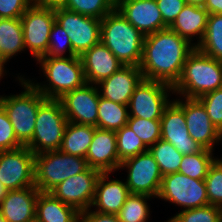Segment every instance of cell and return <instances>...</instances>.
Returning <instances> with one entry per match:
<instances>
[{
    "mask_svg": "<svg viewBox=\"0 0 222 222\" xmlns=\"http://www.w3.org/2000/svg\"><path fill=\"white\" fill-rule=\"evenodd\" d=\"M195 48L169 27L145 36L139 64L143 78L174 87Z\"/></svg>",
    "mask_w": 222,
    "mask_h": 222,
    "instance_id": "1",
    "label": "cell"
},
{
    "mask_svg": "<svg viewBox=\"0 0 222 222\" xmlns=\"http://www.w3.org/2000/svg\"><path fill=\"white\" fill-rule=\"evenodd\" d=\"M145 36L115 8L101 19V42L123 66H139Z\"/></svg>",
    "mask_w": 222,
    "mask_h": 222,
    "instance_id": "2",
    "label": "cell"
},
{
    "mask_svg": "<svg viewBox=\"0 0 222 222\" xmlns=\"http://www.w3.org/2000/svg\"><path fill=\"white\" fill-rule=\"evenodd\" d=\"M222 87V61L209 57L196 48L187 57L174 94L185 98L200 96Z\"/></svg>",
    "mask_w": 222,
    "mask_h": 222,
    "instance_id": "3",
    "label": "cell"
},
{
    "mask_svg": "<svg viewBox=\"0 0 222 222\" xmlns=\"http://www.w3.org/2000/svg\"><path fill=\"white\" fill-rule=\"evenodd\" d=\"M37 62L49 84L41 85L27 80L46 99H60L65 93L86 83L80 56L40 57Z\"/></svg>",
    "mask_w": 222,
    "mask_h": 222,
    "instance_id": "4",
    "label": "cell"
},
{
    "mask_svg": "<svg viewBox=\"0 0 222 222\" xmlns=\"http://www.w3.org/2000/svg\"><path fill=\"white\" fill-rule=\"evenodd\" d=\"M18 80L25 90L16 95H0V105L6 111L17 139L25 146L33 137L37 111L46 98L23 76H18Z\"/></svg>",
    "mask_w": 222,
    "mask_h": 222,
    "instance_id": "5",
    "label": "cell"
},
{
    "mask_svg": "<svg viewBox=\"0 0 222 222\" xmlns=\"http://www.w3.org/2000/svg\"><path fill=\"white\" fill-rule=\"evenodd\" d=\"M67 117L59 99H46L37 111L32 139L25 145L35 155L60 149Z\"/></svg>",
    "mask_w": 222,
    "mask_h": 222,
    "instance_id": "6",
    "label": "cell"
},
{
    "mask_svg": "<svg viewBox=\"0 0 222 222\" xmlns=\"http://www.w3.org/2000/svg\"><path fill=\"white\" fill-rule=\"evenodd\" d=\"M88 168L85 158L57 151L35 155V186L40 192H50L65 179Z\"/></svg>",
    "mask_w": 222,
    "mask_h": 222,
    "instance_id": "7",
    "label": "cell"
},
{
    "mask_svg": "<svg viewBox=\"0 0 222 222\" xmlns=\"http://www.w3.org/2000/svg\"><path fill=\"white\" fill-rule=\"evenodd\" d=\"M157 198L183 207V210L209 205L204 180L175 172L163 176Z\"/></svg>",
    "mask_w": 222,
    "mask_h": 222,
    "instance_id": "8",
    "label": "cell"
},
{
    "mask_svg": "<svg viewBox=\"0 0 222 222\" xmlns=\"http://www.w3.org/2000/svg\"><path fill=\"white\" fill-rule=\"evenodd\" d=\"M55 21L69 36L73 52L81 56L101 40V20L64 7L54 8Z\"/></svg>",
    "mask_w": 222,
    "mask_h": 222,
    "instance_id": "9",
    "label": "cell"
},
{
    "mask_svg": "<svg viewBox=\"0 0 222 222\" xmlns=\"http://www.w3.org/2000/svg\"><path fill=\"white\" fill-rule=\"evenodd\" d=\"M173 87L159 81L143 79L135 88L128 104L129 117L160 120L170 104L169 93Z\"/></svg>",
    "mask_w": 222,
    "mask_h": 222,
    "instance_id": "10",
    "label": "cell"
},
{
    "mask_svg": "<svg viewBox=\"0 0 222 222\" xmlns=\"http://www.w3.org/2000/svg\"><path fill=\"white\" fill-rule=\"evenodd\" d=\"M54 22V8L35 3L21 17L25 49H28L36 60L47 53L50 31Z\"/></svg>",
    "mask_w": 222,
    "mask_h": 222,
    "instance_id": "11",
    "label": "cell"
},
{
    "mask_svg": "<svg viewBox=\"0 0 222 222\" xmlns=\"http://www.w3.org/2000/svg\"><path fill=\"white\" fill-rule=\"evenodd\" d=\"M35 154L27 147L0 151V181L8 190L35 185Z\"/></svg>",
    "mask_w": 222,
    "mask_h": 222,
    "instance_id": "12",
    "label": "cell"
},
{
    "mask_svg": "<svg viewBox=\"0 0 222 222\" xmlns=\"http://www.w3.org/2000/svg\"><path fill=\"white\" fill-rule=\"evenodd\" d=\"M120 168L128 170L125 183L130 194H146L157 198L163 176L149 150L124 160Z\"/></svg>",
    "mask_w": 222,
    "mask_h": 222,
    "instance_id": "13",
    "label": "cell"
},
{
    "mask_svg": "<svg viewBox=\"0 0 222 222\" xmlns=\"http://www.w3.org/2000/svg\"><path fill=\"white\" fill-rule=\"evenodd\" d=\"M100 174L101 171L88 167L84 172L62 181L50 193L80 213L84 212L92 208L96 183Z\"/></svg>",
    "mask_w": 222,
    "mask_h": 222,
    "instance_id": "14",
    "label": "cell"
},
{
    "mask_svg": "<svg viewBox=\"0 0 222 222\" xmlns=\"http://www.w3.org/2000/svg\"><path fill=\"white\" fill-rule=\"evenodd\" d=\"M99 96L96 85L85 83L65 93L59 100L69 122L97 128Z\"/></svg>",
    "mask_w": 222,
    "mask_h": 222,
    "instance_id": "15",
    "label": "cell"
},
{
    "mask_svg": "<svg viewBox=\"0 0 222 222\" xmlns=\"http://www.w3.org/2000/svg\"><path fill=\"white\" fill-rule=\"evenodd\" d=\"M174 99L183 109L189 135L205 149L214 151L215 143L222 140V134L212 124L205 106L198 98Z\"/></svg>",
    "mask_w": 222,
    "mask_h": 222,
    "instance_id": "16",
    "label": "cell"
},
{
    "mask_svg": "<svg viewBox=\"0 0 222 222\" xmlns=\"http://www.w3.org/2000/svg\"><path fill=\"white\" fill-rule=\"evenodd\" d=\"M160 124L161 139L172 144L181 154L191 155L204 149L189 135L184 111L174 99L165 108Z\"/></svg>",
    "mask_w": 222,
    "mask_h": 222,
    "instance_id": "17",
    "label": "cell"
},
{
    "mask_svg": "<svg viewBox=\"0 0 222 222\" xmlns=\"http://www.w3.org/2000/svg\"><path fill=\"white\" fill-rule=\"evenodd\" d=\"M115 8L144 36L167 28L156 0H122Z\"/></svg>",
    "mask_w": 222,
    "mask_h": 222,
    "instance_id": "18",
    "label": "cell"
},
{
    "mask_svg": "<svg viewBox=\"0 0 222 222\" xmlns=\"http://www.w3.org/2000/svg\"><path fill=\"white\" fill-rule=\"evenodd\" d=\"M143 79L139 66H123L109 78L100 81L96 86L100 97L128 105L135 88Z\"/></svg>",
    "mask_w": 222,
    "mask_h": 222,
    "instance_id": "19",
    "label": "cell"
},
{
    "mask_svg": "<svg viewBox=\"0 0 222 222\" xmlns=\"http://www.w3.org/2000/svg\"><path fill=\"white\" fill-rule=\"evenodd\" d=\"M85 159L88 167L101 172L119 170L116 132L96 128Z\"/></svg>",
    "mask_w": 222,
    "mask_h": 222,
    "instance_id": "20",
    "label": "cell"
},
{
    "mask_svg": "<svg viewBox=\"0 0 222 222\" xmlns=\"http://www.w3.org/2000/svg\"><path fill=\"white\" fill-rule=\"evenodd\" d=\"M80 59L86 83L95 85L123 67L122 63L101 41L84 52Z\"/></svg>",
    "mask_w": 222,
    "mask_h": 222,
    "instance_id": "21",
    "label": "cell"
},
{
    "mask_svg": "<svg viewBox=\"0 0 222 222\" xmlns=\"http://www.w3.org/2000/svg\"><path fill=\"white\" fill-rule=\"evenodd\" d=\"M36 186L8 190L0 203V213L7 222H35L36 201L39 195Z\"/></svg>",
    "mask_w": 222,
    "mask_h": 222,
    "instance_id": "22",
    "label": "cell"
},
{
    "mask_svg": "<svg viewBox=\"0 0 222 222\" xmlns=\"http://www.w3.org/2000/svg\"><path fill=\"white\" fill-rule=\"evenodd\" d=\"M110 172H101L97 183L92 207L103 214H117L130 195L125 182L110 179Z\"/></svg>",
    "mask_w": 222,
    "mask_h": 222,
    "instance_id": "23",
    "label": "cell"
},
{
    "mask_svg": "<svg viewBox=\"0 0 222 222\" xmlns=\"http://www.w3.org/2000/svg\"><path fill=\"white\" fill-rule=\"evenodd\" d=\"M208 15L204 7L187 4L169 28L196 47L203 39ZM194 36L199 37L198 43H192Z\"/></svg>",
    "mask_w": 222,
    "mask_h": 222,
    "instance_id": "24",
    "label": "cell"
},
{
    "mask_svg": "<svg viewBox=\"0 0 222 222\" xmlns=\"http://www.w3.org/2000/svg\"><path fill=\"white\" fill-rule=\"evenodd\" d=\"M80 212L56 199L50 192H39L35 222H77Z\"/></svg>",
    "mask_w": 222,
    "mask_h": 222,
    "instance_id": "25",
    "label": "cell"
},
{
    "mask_svg": "<svg viewBox=\"0 0 222 222\" xmlns=\"http://www.w3.org/2000/svg\"><path fill=\"white\" fill-rule=\"evenodd\" d=\"M95 129L96 127L91 125L68 121L59 150L66 154L86 158Z\"/></svg>",
    "mask_w": 222,
    "mask_h": 222,
    "instance_id": "26",
    "label": "cell"
},
{
    "mask_svg": "<svg viewBox=\"0 0 222 222\" xmlns=\"http://www.w3.org/2000/svg\"><path fill=\"white\" fill-rule=\"evenodd\" d=\"M25 50L21 18H0V58L7 63Z\"/></svg>",
    "mask_w": 222,
    "mask_h": 222,
    "instance_id": "27",
    "label": "cell"
},
{
    "mask_svg": "<svg viewBox=\"0 0 222 222\" xmlns=\"http://www.w3.org/2000/svg\"><path fill=\"white\" fill-rule=\"evenodd\" d=\"M128 105L116 103L99 96L97 128L118 131L127 125L129 118Z\"/></svg>",
    "mask_w": 222,
    "mask_h": 222,
    "instance_id": "28",
    "label": "cell"
},
{
    "mask_svg": "<svg viewBox=\"0 0 222 222\" xmlns=\"http://www.w3.org/2000/svg\"><path fill=\"white\" fill-rule=\"evenodd\" d=\"M201 53L222 61V14H209L206 30L196 46Z\"/></svg>",
    "mask_w": 222,
    "mask_h": 222,
    "instance_id": "29",
    "label": "cell"
},
{
    "mask_svg": "<svg viewBox=\"0 0 222 222\" xmlns=\"http://www.w3.org/2000/svg\"><path fill=\"white\" fill-rule=\"evenodd\" d=\"M153 155L162 176L179 171L183 154H181L172 144L160 139L148 148Z\"/></svg>",
    "mask_w": 222,
    "mask_h": 222,
    "instance_id": "30",
    "label": "cell"
},
{
    "mask_svg": "<svg viewBox=\"0 0 222 222\" xmlns=\"http://www.w3.org/2000/svg\"><path fill=\"white\" fill-rule=\"evenodd\" d=\"M216 159L213 151L205 148L199 153L183 155L178 172L193 179L204 180Z\"/></svg>",
    "mask_w": 222,
    "mask_h": 222,
    "instance_id": "31",
    "label": "cell"
},
{
    "mask_svg": "<svg viewBox=\"0 0 222 222\" xmlns=\"http://www.w3.org/2000/svg\"><path fill=\"white\" fill-rule=\"evenodd\" d=\"M153 198L146 194H130L116 214L120 222H140L149 219L150 208L147 201Z\"/></svg>",
    "mask_w": 222,
    "mask_h": 222,
    "instance_id": "32",
    "label": "cell"
},
{
    "mask_svg": "<svg viewBox=\"0 0 222 222\" xmlns=\"http://www.w3.org/2000/svg\"><path fill=\"white\" fill-rule=\"evenodd\" d=\"M116 138L120 163L128 158L148 151V147L128 125H125L116 131Z\"/></svg>",
    "mask_w": 222,
    "mask_h": 222,
    "instance_id": "33",
    "label": "cell"
},
{
    "mask_svg": "<svg viewBox=\"0 0 222 222\" xmlns=\"http://www.w3.org/2000/svg\"><path fill=\"white\" fill-rule=\"evenodd\" d=\"M113 0H66L63 7L76 13L103 19L115 9Z\"/></svg>",
    "mask_w": 222,
    "mask_h": 222,
    "instance_id": "34",
    "label": "cell"
},
{
    "mask_svg": "<svg viewBox=\"0 0 222 222\" xmlns=\"http://www.w3.org/2000/svg\"><path fill=\"white\" fill-rule=\"evenodd\" d=\"M167 222H222V208L205 205L184 210L174 215Z\"/></svg>",
    "mask_w": 222,
    "mask_h": 222,
    "instance_id": "35",
    "label": "cell"
},
{
    "mask_svg": "<svg viewBox=\"0 0 222 222\" xmlns=\"http://www.w3.org/2000/svg\"><path fill=\"white\" fill-rule=\"evenodd\" d=\"M127 125L136 133L138 137H140L148 148L161 139L160 120L129 117Z\"/></svg>",
    "mask_w": 222,
    "mask_h": 222,
    "instance_id": "36",
    "label": "cell"
},
{
    "mask_svg": "<svg viewBox=\"0 0 222 222\" xmlns=\"http://www.w3.org/2000/svg\"><path fill=\"white\" fill-rule=\"evenodd\" d=\"M204 181L209 205L222 208V158H217L210 166Z\"/></svg>",
    "mask_w": 222,
    "mask_h": 222,
    "instance_id": "37",
    "label": "cell"
},
{
    "mask_svg": "<svg viewBox=\"0 0 222 222\" xmlns=\"http://www.w3.org/2000/svg\"><path fill=\"white\" fill-rule=\"evenodd\" d=\"M66 52L68 53V57L76 56L73 52L69 36L55 21L50 31L47 53L42 57H64L63 54H66Z\"/></svg>",
    "mask_w": 222,
    "mask_h": 222,
    "instance_id": "38",
    "label": "cell"
},
{
    "mask_svg": "<svg viewBox=\"0 0 222 222\" xmlns=\"http://www.w3.org/2000/svg\"><path fill=\"white\" fill-rule=\"evenodd\" d=\"M205 106L212 124L222 134V87L198 98Z\"/></svg>",
    "mask_w": 222,
    "mask_h": 222,
    "instance_id": "39",
    "label": "cell"
},
{
    "mask_svg": "<svg viewBox=\"0 0 222 222\" xmlns=\"http://www.w3.org/2000/svg\"><path fill=\"white\" fill-rule=\"evenodd\" d=\"M24 146L16 137L4 108L0 105V151L14 150Z\"/></svg>",
    "mask_w": 222,
    "mask_h": 222,
    "instance_id": "40",
    "label": "cell"
},
{
    "mask_svg": "<svg viewBox=\"0 0 222 222\" xmlns=\"http://www.w3.org/2000/svg\"><path fill=\"white\" fill-rule=\"evenodd\" d=\"M165 26L170 27L178 14L187 5L186 0H156Z\"/></svg>",
    "mask_w": 222,
    "mask_h": 222,
    "instance_id": "41",
    "label": "cell"
},
{
    "mask_svg": "<svg viewBox=\"0 0 222 222\" xmlns=\"http://www.w3.org/2000/svg\"><path fill=\"white\" fill-rule=\"evenodd\" d=\"M33 0H0V18H21Z\"/></svg>",
    "mask_w": 222,
    "mask_h": 222,
    "instance_id": "42",
    "label": "cell"
},
{
    "mask_svg": "<svg viewBox=\"0 0 222 222\" xmlns=\"http://www.w3.org/2000/svg\"><path fill=\"white\" fill-rule=\"evenodd\" d=\"M77 222H120L116 214H103L91 208L80 213Z\"/></svg>",
    "mask_w": 222,
    "mask_h": 222,
    "instance_id": "43",
    "label": "cell"
},
{
    "mask_svg": "<svg viewBox=\"0 0 222 222\" xmlns=\"http://www.w3.org/2000/svg\"><path fill=\"white\" fill-rule=\"evenodd\" d=\"M204 8L208 14H222V0H207Z\"/></svg>",
    "mask_w": 222,
    "mask_h": 222,
    "instance_id": "44",
    "label": "cell"
},
{
    "mask_svg": "<svg viewBox=\"0 0 222 222\" xmlns=\"http://www.w3.org/2000/svg\"><path fill=\"white\" fill-rule=\"evenodd\" d=\"M36 5L46 6L51 8L63 7L66 0H33Z\"/></svg>",
    "mask_w": 222,
    "mask_h": 222,
    "instance_id": "45",
    "label": "cell"
},
{
    "mask_svg": "<svg viewBox=\"0 0 222 222\" xmlns=\"http://www.w3.org/2000/svg\"><path fill=\"white\" fill-rule=\"evenodd\" d=\"M207 0H186L187 4L204 7Z\"/></svg>",
    "mask_w": 222,
    "mask_h": 222,
    "instance_id": "46",
    "label": "cell"
},
{
    "mask_svg": "<svg viewBox=\"0 0 222 222\" xmlns=\"http://www.w3.org/2000/svg\"><path fill=\"white\" fill-rule=\"evenodd\" d=\"M8 192V189L2 184L0 181V203L3 201V199L6 197Z\"/></svg>",
    "mask_w": 222,
    "mask_h": 222,
    "instance_id": "47",
    "label": "cell"
},
{
    "mask_svg": "<svg viewBox=\"0 0 222 222\" xmlns=\"http://www.w3.org/2000/svg\"><path fill=\"white\" fill-rule=\"evenodd\" d=\"M5 64L6 63L2 59H0V80H1V78H3V76L6 73V70H4V65Z\"/></svg>",
    "mask_w": 222,
    "mask_h": 222,
    "instance_id": "48",
    "label": "cell"
},
{
    "mask_svg": "<svg viewBox=\"0 0 222 222\" xmlns=\"http://www.w3.org/2000/svg\"><path fill=\"white\" fill-rule=\"evenodd\" d=\"M0 222H7V220L0 213Z\"/></svg>",
    "mask_w": 222,
    "mask_h": 222,
    "instance_id": "49",
    "label": "cell"
},
{
    "mask_svg": "<svg viewBox=\"0 0 222 222\" xmlns=\"http://www.w3.org/2000/svg\"><path fill=\"white\" fill-rule=\"evenodd\" d=\"M122 0H113V2L115 3V5L119 2H121Z\"/></svg>",
    "mask_w": 222,
    "mask_h": 222,
    "instance_id": "50",
    "label": "cell"
},
{
    "mask_svg": "<svg viewBox=\"0 0 222 222\" xmlns=\"http://www.w3.org/2000/svg\"><path fill=\"white\" fill-rule=\"evenodd\" d=\"M148 221V219H145V220H142V221H140V222H147Z\"/></svg>",
    "mask_w": 222,
    "mask_h": 222,
    "instance_id": "51",
    "label": "cell"
}]
</instances>
